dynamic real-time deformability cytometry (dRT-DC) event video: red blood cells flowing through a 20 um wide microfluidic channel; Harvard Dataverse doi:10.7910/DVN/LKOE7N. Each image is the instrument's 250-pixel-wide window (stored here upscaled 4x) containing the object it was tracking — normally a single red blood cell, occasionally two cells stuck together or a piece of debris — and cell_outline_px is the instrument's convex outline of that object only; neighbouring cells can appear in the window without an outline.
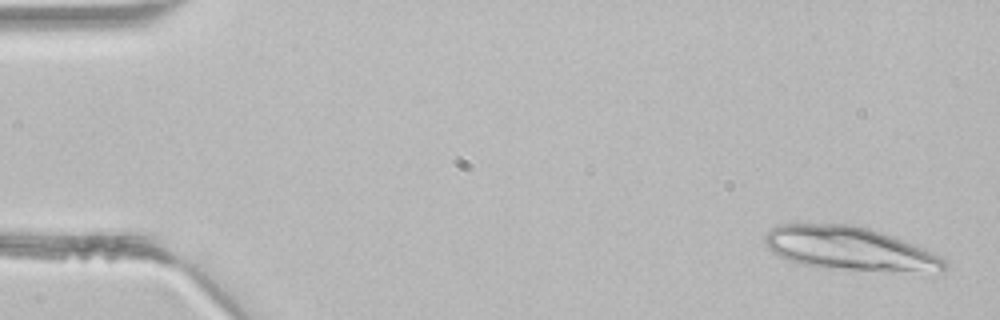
{"species": "common noctule bat (a hibernating species)", "species_latin": "Nyctalus noctula", "temperature_condition": "room temperature", "stored_images_in_passage": 19, "camera_frame_rate_fps": 3000, "um_per_image_px": 0.085, "animal": {"sex": "male", "body_mass_g": 21.5, "forearm_length_mm": 52.0}, "frame": {"image": 1, "passage_image": 1, "time_ms": 0.0, "image_size_px": [1000, 320], "cell_outline_px": [[948, 268], [944, 272], [940, 272], [844, 268], [800, 264], [788, 260], [772, 252], [768, 248], [764, 240], [764, 236], [768, 228], [776, 224], [856, 224], [904, 240], [932, 252], [940, 256], [948, 264]], "centroid_in_image_um": [72.19, 21.1], "position_along_channel_um": 12.8, "area_um2": 44.91}}